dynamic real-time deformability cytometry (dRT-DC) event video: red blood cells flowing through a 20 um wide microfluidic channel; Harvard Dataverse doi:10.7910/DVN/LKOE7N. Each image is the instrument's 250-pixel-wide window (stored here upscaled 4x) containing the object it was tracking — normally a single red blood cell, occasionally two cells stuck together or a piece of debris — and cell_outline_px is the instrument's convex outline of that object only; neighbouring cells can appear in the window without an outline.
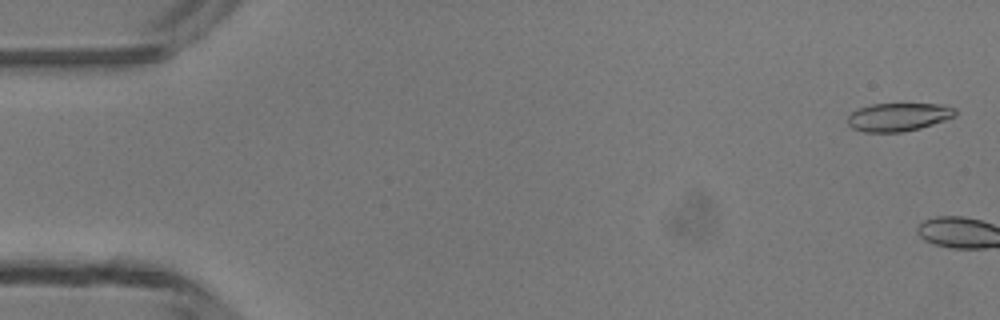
{"species": "common noctule bat (a hibernating species)", "species_latin": "Nyctalus noctula", "temperature_condition": "room temperature", "stored_images_in_passage": 8, "camera_frame_rate_fps": 3000, "um_per_image_px": 0.085, "animal": {"sex": "male", "body_mass_g": 13.3}, "frame": {"image": 1, "passage_image": 1, "time_ms": 0.0, "image_size_px": [1000, 320], "cell_outline_px": [[956, 116], [920, 128], [904, 132], [864, 132], [852, 128], [848, 124], [848, 116], [856, 108], [872, 104], [944, 104], [956, 108]], "centroid_in_image_um": [76.36, 9.94], "position_along_channel_um": 8.6, "area_um2": 17.8}}
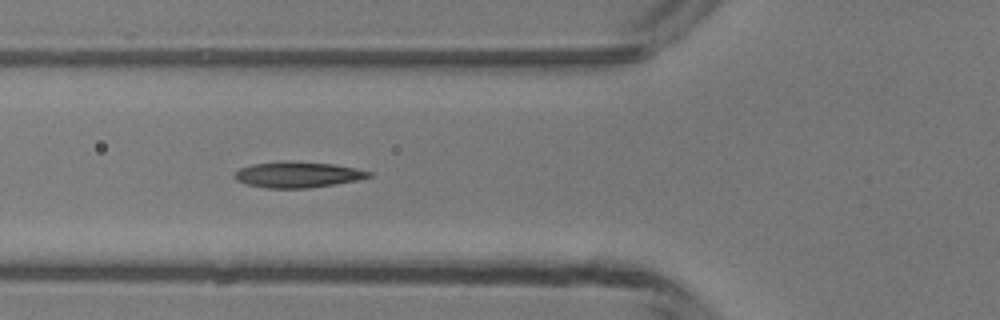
{"frame": {"image": 2, "passage_image": 6, "time_ms": 6.333, "image_size_px": [1000, 320], "cell_outline_px": [[372, 176], [356, 180], [336, 184], [308, 188], [268, 188], [248, 184], [236, 180], [232, 176], [240, 168], [252, 164], [284, 160], [288, 160], [332, 164], [356, 168], [372, 172]], "centroid_in_image_um": [25.29, 14.83], "position_along_channel_um": 100.5, "area_um2": 20.29}}
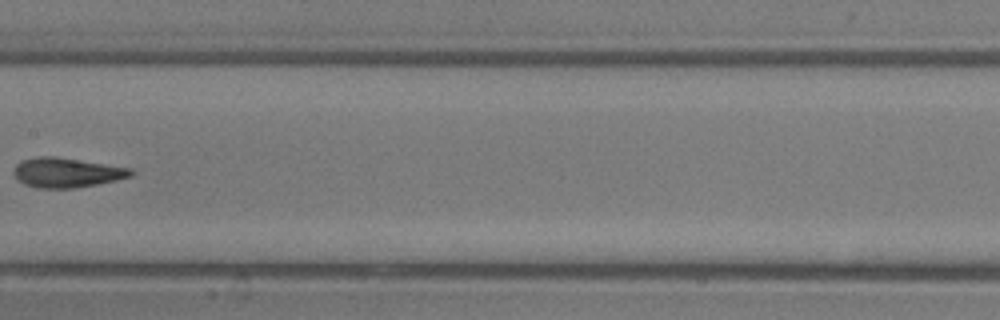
{"frame": {"image": 3, "passage_image": 8, "time_ms": 8.667, "image_size_px": [1000, 320], "cell_outline_px": [[136, 172], [132, 176], [116, 180], [76, 188], [36, 188], [24, 184], [16, 180], [12, 172], [16, 164], [20, 160], [40, 156], [52, 156], [132, 168]], "centroid_in_image_um": [5.64, 14.67], "position_along_channel_um": 201.8, "area_um2": 20.4}}